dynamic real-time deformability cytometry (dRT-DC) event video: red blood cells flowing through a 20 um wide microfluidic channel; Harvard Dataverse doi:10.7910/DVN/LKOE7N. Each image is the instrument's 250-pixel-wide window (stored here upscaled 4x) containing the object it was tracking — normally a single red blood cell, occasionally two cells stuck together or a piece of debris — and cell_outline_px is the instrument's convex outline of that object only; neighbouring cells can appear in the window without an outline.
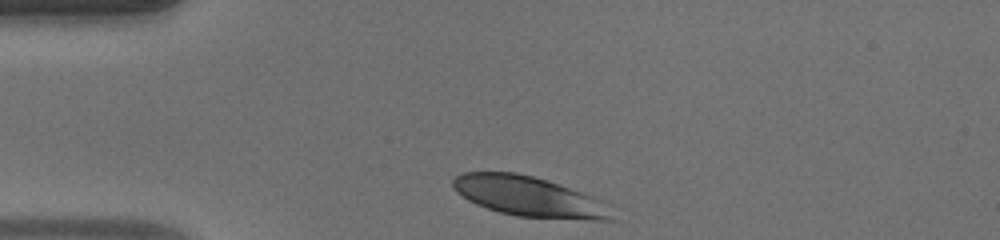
{"species": "human", "species_latin": "Homo sapiens", "temperature_condition": "warm", "stored_images_in_passage": 31, "camera_frame_rate_fps": 3000, "um_per_image_px": 0.085, "donor": {"sex": "male"}, "frame": {"image": 1, "passage_image": 1, "time_ms": 0.0, "image_size_px": [1000, 240], "cell_outline_px": [[600, 216], [516, 216], [500, 212], [476, 204], [468, 200], [452, 184], [452, 180], [456, 176], [464, 172], [512, 172], [532, 176], [568, 188], [584, 196]], "centroid_in_image_um": [44.34, 16.57], "position_along_channel_um": 40.7, "area_um2": 32.43}}
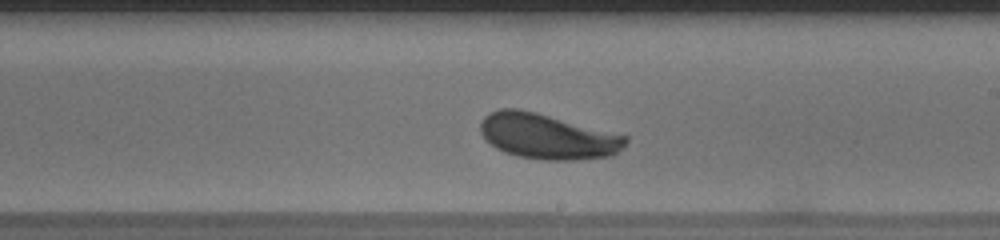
{"frame": {"image": 2, "passage_image": 18, "time_ms": 5.667, "image_size_px": [1000, 240], "cell_outline_px": [[628, 140], [616, 152], [608, 156], [576, 160], [544, 160], [520, 156], [508, 152], [492, 144], [480, 132], [480, 124], [484, 116], [500, 108], [516, 108], [536, 112], [628, 136]], "centroid_in_image_um": [46.54, 11.58], "position_along_channel_um": 242.5, "area_um2": 37.69}}
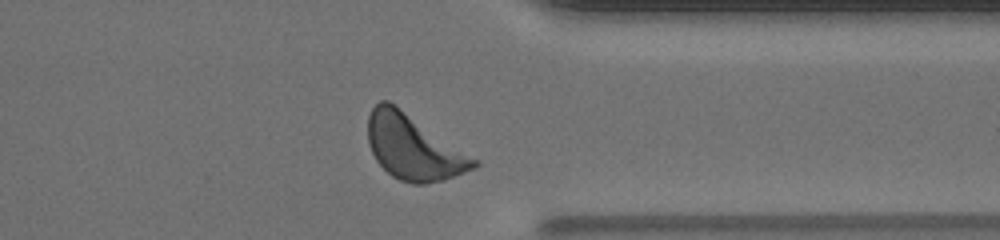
{"frame": {"image": 3, "passage_image": 28, "time_ms": 9.0, "image_size_px": [1000, 240], "cell_outline_px": [[480, 164], [476, 168], [444, 180], [428, 184], [412, 184], [400, 180], [392, 176], [376, 160], [372, 152], [368, 140], [368, 116], [372, 108], [380, 100], [388, 100], [476, 160]], "centroid_in_image_um": [35.1, 12.55], "position_along_channel_um": 376.3, "area_um2": 39.19}, "authors_computed_cell_mechanics": {"area_um2": 37.281, "velocity_mm_per_s": 4.1384, "shape_relaxation_time_tau1_ms": 2.7606, "shape_relaxation_time_tau2_ms": null, "deformation_change_tau1": 0.1216, "deformation_change_tau2": null}}